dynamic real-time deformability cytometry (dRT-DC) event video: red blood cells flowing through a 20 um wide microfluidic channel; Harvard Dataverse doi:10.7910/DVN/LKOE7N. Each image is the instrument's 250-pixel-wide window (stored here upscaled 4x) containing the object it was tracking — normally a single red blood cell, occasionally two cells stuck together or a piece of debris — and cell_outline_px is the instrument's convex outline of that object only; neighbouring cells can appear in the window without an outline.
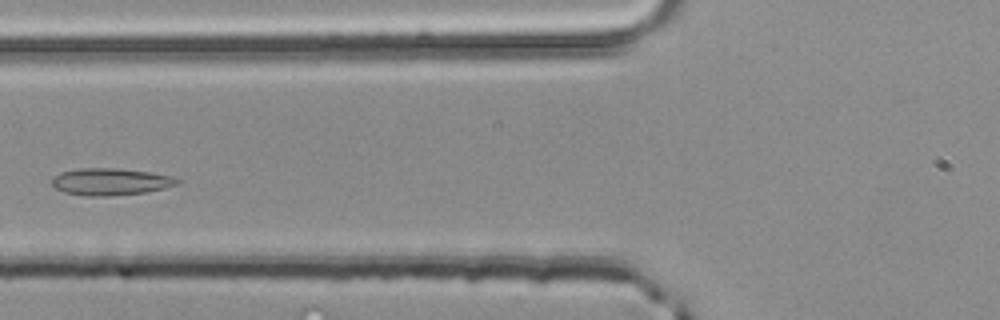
{"species": "common noctule bat (a hibernating species)", "species_latin": "Nyctalus noctula", "temperature_condition": "room temperature", "stored_images_in_passage": 3, "camera_frame_rate_fps": 3000, "um_per_image_px": 0.085, "animal": {"sex": "male", "body_mass_g": 20.4}, "frame": {"image": 1, "passage_image": 3, "time_ms": 0.667, "image_size_px": [1000, 320], "cell_outline_px": [[180, 180], [176, 184], [164, 188], [148, 192], [108, 196], [84, 196], [64, 192], [56, 188], [52, 184], [52, 180], [60, 172], [80, 168], [116, 168], [148, 172], [172, 176]], "centroid_in_image_um": [9.38, 15.45], "position_along_channel_um": 116.4, "area_um2": 19.59}}